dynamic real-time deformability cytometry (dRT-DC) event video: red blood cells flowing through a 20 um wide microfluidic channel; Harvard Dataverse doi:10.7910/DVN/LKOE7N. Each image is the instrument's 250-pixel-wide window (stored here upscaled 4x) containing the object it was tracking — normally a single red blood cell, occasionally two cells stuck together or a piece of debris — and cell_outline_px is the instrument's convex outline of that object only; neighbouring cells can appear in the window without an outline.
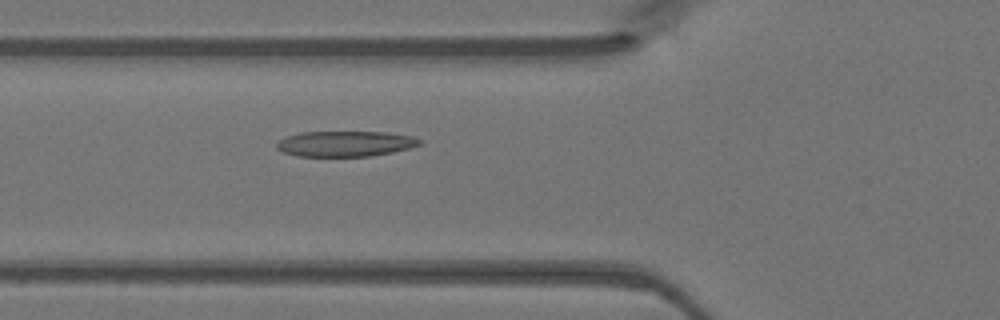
{"species": "Egyptian fruit bat (a non-hibernating species)", "species_latin": "Rousettus aegyptiacus", "temperature_condition": "warm", "stored_images_in_passage": 45, "camera_frame_rate_fps": 3000, "um_per_image_px": 0.085, "animal": {"sex": "female"}, "frame": {"image": 1, "passage_image": 15, "time_ms": 4.667, "image_size_px": [1000, 320], "cell_outline_px": [[420, 144], [408, 148], [392, 152], [368, 156], [296, 156], [284, 152], [276, 148], [276, 140], [300, 132], [384, 132], [412, 136], [420, 140]], "centroid_in_image_um": [29.28, 12.21], "position_along_channel_um": 96.5, "area_um2": 21.1}}
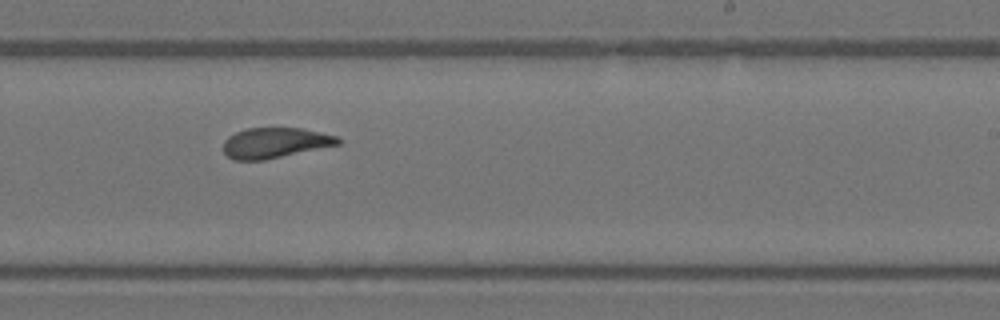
{"frame": {"image": 2, "passage_image": 27, "time_ms": 8.667, "image_size_px": [1000, 320], "cell_outline_px": [[340, 144], [264, 160], [232, 160], [224, 152], [224, 140], [228, 136], [236, 132], [248, 128], [304, 128], [336, 136], [340, 140]], "centroid_in_image_um": [23.35, 12.14], "position_along_channel_um": 265.6, "area_um2": 20.17}}
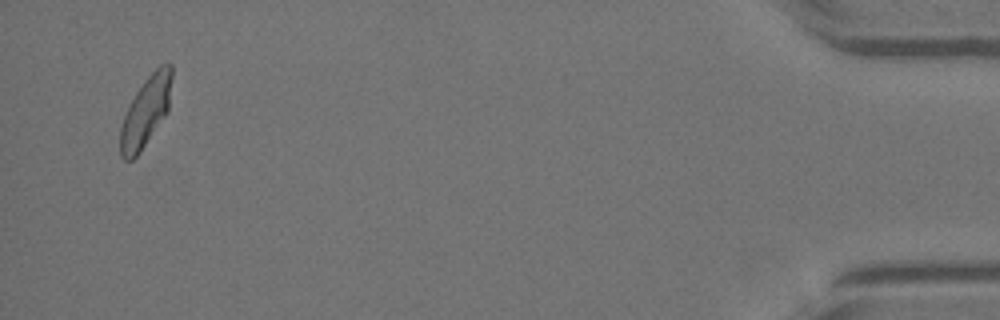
{"frame": {"image": 3, "passage_image": 44, "time_ms": 14.333, "image_size_px": [1000, 320], "cell_outline_px": [[172, 76], [168, 112], [140, 152], [132, 160], [124, 160], [120, 156], [120, 128], [124, 116], [136, 92], [144, 80], [160, 64], [172, 64]], "centroid_in_image_um": [12.39, 9.49], "position_along_channel_um": 422.8, "area_um2": 20.87}}